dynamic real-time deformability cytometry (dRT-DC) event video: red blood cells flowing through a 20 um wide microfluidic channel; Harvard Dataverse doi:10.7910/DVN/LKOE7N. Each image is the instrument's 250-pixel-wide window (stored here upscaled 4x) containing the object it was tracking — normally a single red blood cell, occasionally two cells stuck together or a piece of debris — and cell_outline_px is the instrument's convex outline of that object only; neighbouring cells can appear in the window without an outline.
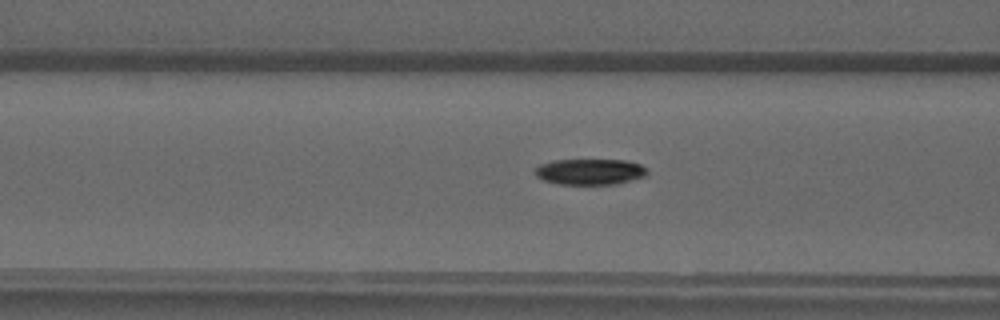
{"species": "common noctule bat (a hibernating species)", "species_latin": "Nyctalus noctula", "temperature_condition": "warm", "stored_images_in_passage": 30, "camera_frame_rate_fps": 3000, "um_per_image_px": 0.085, "animal": {"sex": "male", "forearm_length_mm": 52.5}, "frame": {"image": 1, "passage_image": 5, "time_ms": 1.333, "image_size_px": [1000, 320], "cell_outline_px": [[648, 172], [644, 176], [632, 180], [616, 184], [556, 184], [544, 180], [536, 176], [532, 172], [540, 164], [556, 160], [624, 160], [640, 164]], "centroid_in_image_um": [50.1, 14.6], "position_along_channel_um": 116.5, "area_um2": 16.88}}
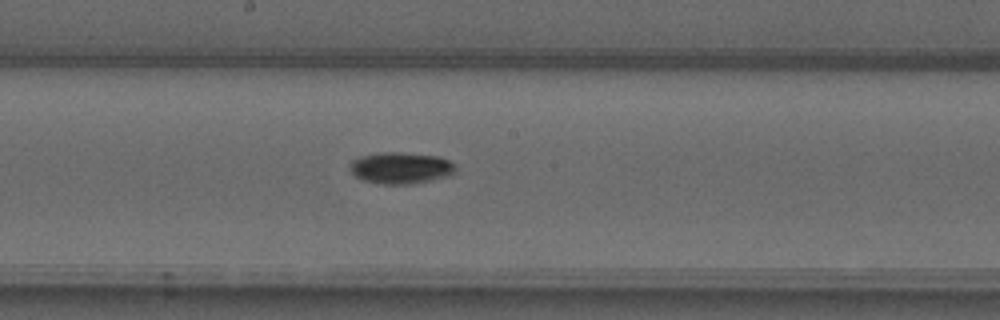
{"frame": {"image": 2, "passage_image": 12, "time_ms": 3.667, "image_size_px": [1000, 320], "cell_outline_px": [[456, 172], [448, 176], [412, 184], [376, 184], [364, 180], [356, 176], [352, 172], [348, 164], [352, 160], [360, 156], [380, 152], [400, 152], [440, 156], [456, 164]], "centroid_in_image_um": [34.07, 14.27], "position_along_channel_um": 214.1, "area_um2": 19.65}}
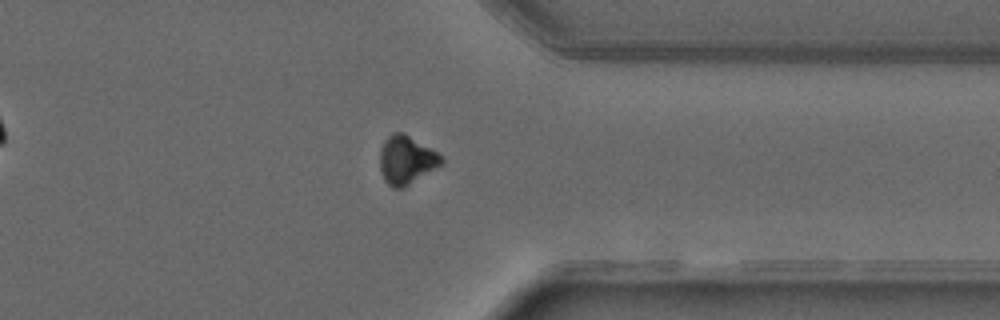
{"frame": {"image": 3, "passage_image": 24, "time_ms": 7.667, "image_size_px": [1000, 320], "cell_outline_px": [[444, 160], [440, 164], [404, 188], [392, 188], [384, 180], [380, 172], [380, 148], [384, 140], [392, 132], [404, 132], [432, 148], [444, 156]], "centroid_in_image_um": [34.52, 13.57], "position_along_channel_um": 376.9, "area_um2": 17.51}}